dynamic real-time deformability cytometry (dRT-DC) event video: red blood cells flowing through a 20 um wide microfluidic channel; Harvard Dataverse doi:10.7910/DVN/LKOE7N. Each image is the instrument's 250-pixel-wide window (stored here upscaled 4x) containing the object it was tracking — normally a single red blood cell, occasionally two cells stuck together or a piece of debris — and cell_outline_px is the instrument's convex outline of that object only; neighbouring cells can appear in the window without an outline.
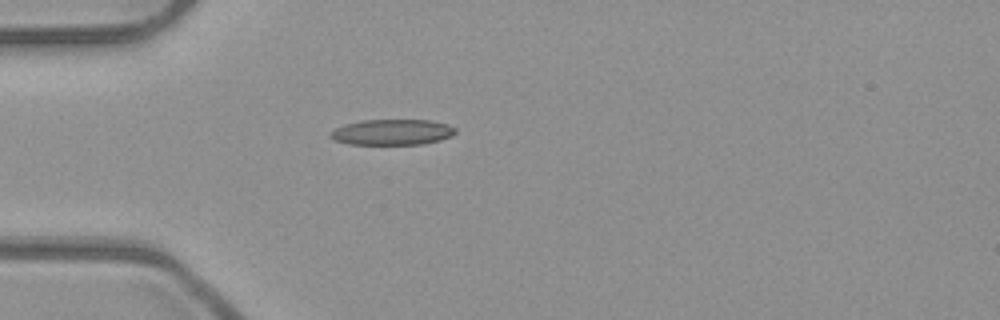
{"species": "common noctule bat (a hibernating species)", "species_latin": "Nyctalus noctula", "temperature_condition": "room temperature", "stored_images_in_passage": 1, "camera_frame_rate_fps": 3000, "um_per_image_px": 0.085, "animal": {"sex": "male", "body_mass_g": 23.1, "forearm_length_mm": 52.7}, "frame": {"image": 1, "passage_image": 1, "time_ms": 0.0, "image_size_px": [1000, 320], "cell_outline_px": [[456, 132], [440, 140], [424, 144], [348, 144], [336, 140], [328, 136], [336, 128], [344, 124], [364, 120], [432, 120], [448, 124], [456, 128]], "centroid_in_image_um": [33.35, 11.23], "position_along_channel_um": 51.7, "area_um2": 18.61}}